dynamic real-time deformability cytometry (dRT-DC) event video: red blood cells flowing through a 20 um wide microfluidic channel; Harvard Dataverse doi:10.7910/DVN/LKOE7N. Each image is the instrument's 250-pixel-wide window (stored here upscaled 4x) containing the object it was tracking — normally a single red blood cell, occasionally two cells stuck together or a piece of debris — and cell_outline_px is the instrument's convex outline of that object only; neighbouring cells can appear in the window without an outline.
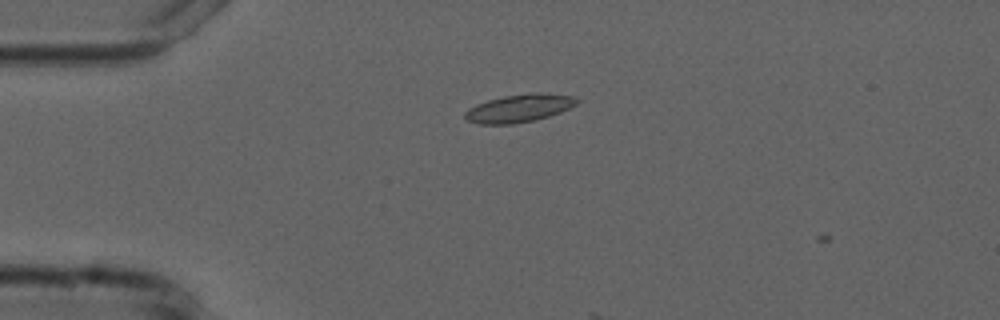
{"species": "common noctule bat (a hibernating species)", "species_latin": "Nyctalus noctula", "temperature_condition": "cold", "stored_images_in_passage": 4, "camera_frame_rate_fps": 3000, "um_per_image_px": 0.085, "animal": {"sex": "male", "forearm_length_mm": 52.5}, "frame": {"image": 1, "passage_image": 2, "time_ms": 0.333, "image_size_px": [1000, 320], "cell_outline_px": [[580, 100], [576, 104], [560, 112], [536, 120], [512, 124], [480, 124], [468, 120], [464, 116], [464, 112], [468, 108], [476, 104], [488, 100], [504, 96], [528, 92], [540, 92], [576, 96]], "centroid_in_image_um": [44.14, 9.18], "position_along_channel_um": 40.9, "area_um2": 18.32}}